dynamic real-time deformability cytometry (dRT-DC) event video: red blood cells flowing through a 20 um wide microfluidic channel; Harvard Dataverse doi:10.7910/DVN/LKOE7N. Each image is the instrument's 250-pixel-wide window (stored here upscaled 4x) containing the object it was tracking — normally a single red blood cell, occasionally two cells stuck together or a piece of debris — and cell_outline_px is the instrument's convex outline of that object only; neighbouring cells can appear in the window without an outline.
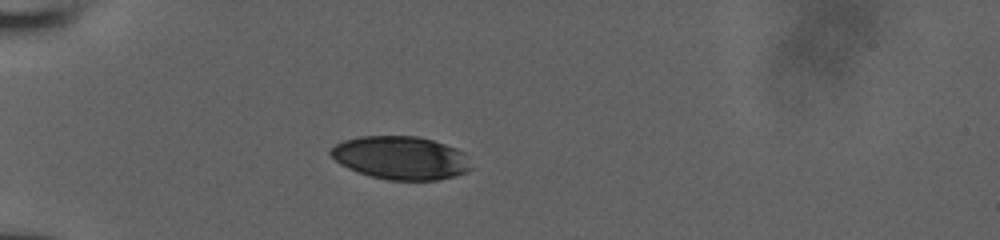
{"species": "human", "species_latin": "Homo sapiens", "temperature_condition": "room temperature", "stored_images_in_passage": 36, "camera_frame_rate_fps": 3000, "um_per_image_px": 0.085, "donor": {"sex": "male"}, "frame": {"image": 1, "passage_image": 1, "time_ms": 0.0, "image_size_px": [1000, 240], "cell_outline_px": [[472, 168], [468, 172], [436, 180], [388, 180], [372, 176], [348, 168], [340, 164], [328, 152], [336, 144], [344, 140], [360, 136], [416, 136], [432, 140], [456, 148], [464, 152]], "centroid_in_image_um": [34.07, 13.41], "position_along_channel_um": 50.9, "area_um2": 35.14}}
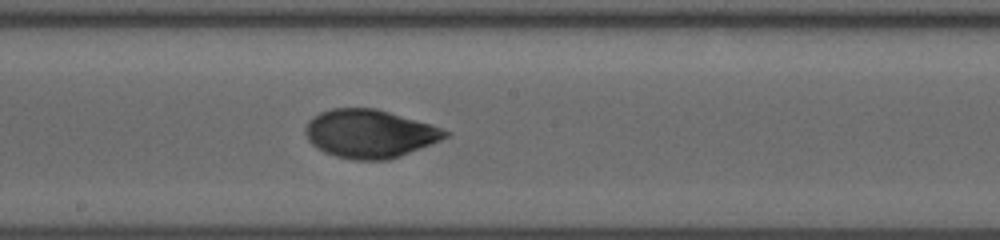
{"frame": {"image": 2, "passage_image": 15, "time_ms": 4.667, "image_size_px": [1000, 240], "cell_outline_px": [[452, 132], [448, 136], [440, 140], [400, 156], [388, 160], [352, 160], [336, 156], [324, 152], [312, 144], [308, 140], [304, 132], [304, 128], [308, 120], [312, 116], [320, 112], [332, 108], [376, 108], [432, 124]], "centroid_in_image_um": [31.4, 11.35], "position_along_channel_um": 216.8, "area_um2": 39.54}}
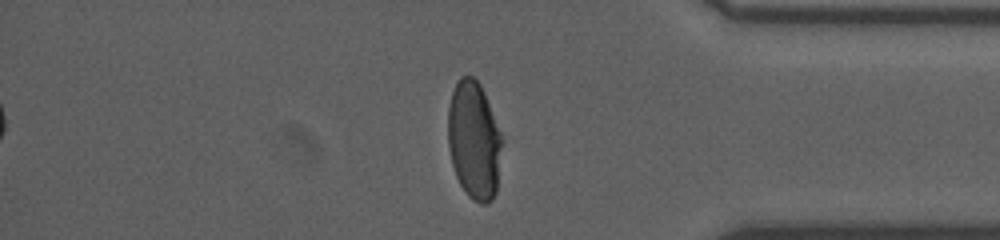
{"frame": {"image": 3, "passage_image": 29, "time_ms": 9.333, "image_size_px": [1000, 240], "cell_outline_px": [[504, 140], [496, 192], [492, 200], [488, 204], [480, 204], [472, 200], [468, 196], [460, 184], [456, 176], [452, 164], [448, 144], [448, 108], [452, 92], [460, 76], [472, 76], [480, 84], [484, 92]], "centroid_in_image_um": [40.31, 11.96], "position_along_channel_um": 394.9, "area_um2": 37.57}}